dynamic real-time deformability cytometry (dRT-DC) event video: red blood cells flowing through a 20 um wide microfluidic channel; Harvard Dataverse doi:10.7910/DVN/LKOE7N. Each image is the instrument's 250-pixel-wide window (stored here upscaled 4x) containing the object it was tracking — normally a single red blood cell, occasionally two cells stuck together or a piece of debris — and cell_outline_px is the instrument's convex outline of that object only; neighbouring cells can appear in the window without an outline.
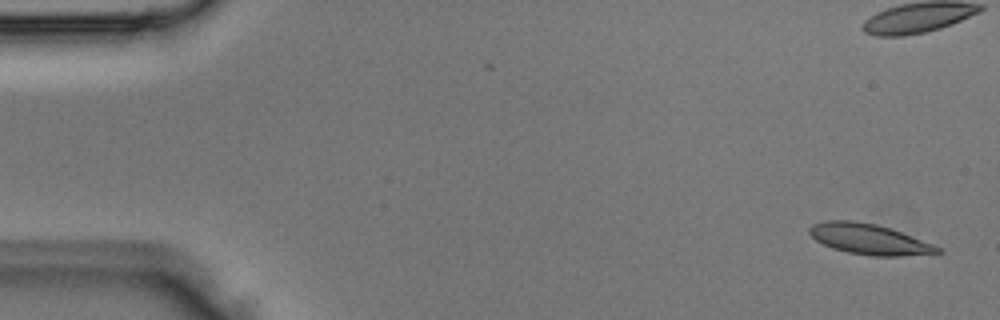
{"species": "Egyptian fruit bat (a non-hibernating species)", "species_latin": "Rousettus aegyptiacus", "temperature_condition": "room temperature", "stored_images_in_passage": 5, "camera_frame_rate_fps": 3000, "um_per_image_px": 0.085, "animal": {"sex": "male"}, "frame": {"image": 1, "passage_image": 1, "time_ms": 0.0, "image_size_px": [1000, 320], "cell_outline_px": [[944, 252], [900, 256], [872, 256], [848, 252], [832, 248], [816, 240], [808, 232], [808, 228], [812, 224], [828, 220], [852, 220], [876, 224], [900, 232], [932, 244], [940, 248]], "centroid_in_image_um": [73.83, 20.33], "position_along_channel_um": 11.2, "area_um2": 22.48}}